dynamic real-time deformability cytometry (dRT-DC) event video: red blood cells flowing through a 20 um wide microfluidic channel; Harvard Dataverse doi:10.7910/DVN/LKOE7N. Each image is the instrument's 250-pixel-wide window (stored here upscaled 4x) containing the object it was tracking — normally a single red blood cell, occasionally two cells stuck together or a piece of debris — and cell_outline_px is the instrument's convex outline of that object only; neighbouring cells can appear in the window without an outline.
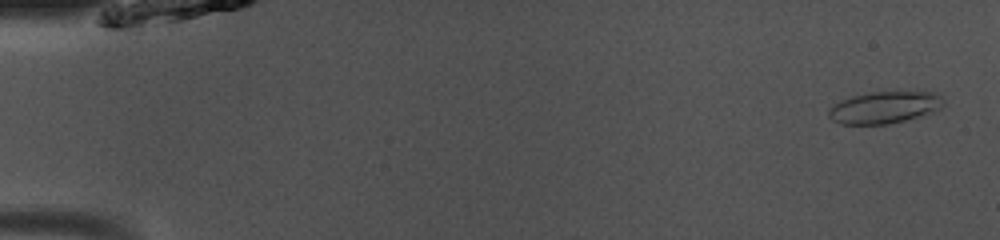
{"species": "common noctule bat (a hibernating species)", "species_latin": "Nyctalus noctula", "temperature_condition": "room temperature", "stored_images_in_passage": 49, "camera_frame_rate_fps": 3000, "um_per_image_px": 0.085, "animal": {"sex": "male", "body_mass_g": 13.0, "forearm_length_mm": 53.1}, "frame": {"image": 1, "passage_image": 2, "time_ms": 0.333, "image_size_px": [1000, 240], "cell_outline_px": [[944, 104], [940, 108], [932, 112], [920, 116], [888, 124], [840, 124], [832, 120], [828, 116], [828, 108], [840, 100], [852, 96], [872, 92], [936, 92], [944, 100]], "centroid_in_image_um": [75.15, 9.13], "position_along_channel_um": 9.8, "area_um2": 21.33}}
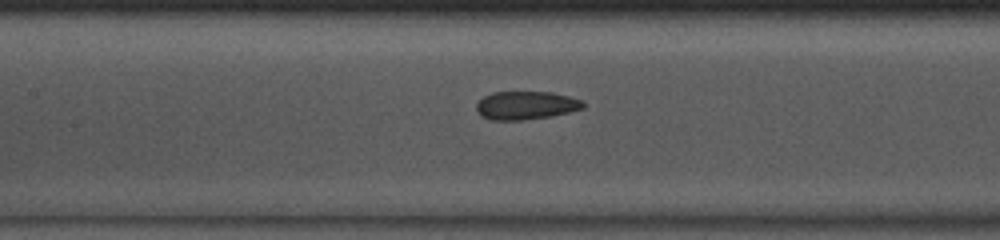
{"frame": {"image": 2, "passage_image": 23, "time_ms": 7.333, "image_size_px": [1000, 240], "cell_outline_px": [[584, 108], [552, 116], [524, 120], [492, 120], [480, 116], [476, 112], [476, 104], [484, 96], [492, 92], [552, 92], [584, 100]], "centroid_in_image_um": [44.69, 8.96], "position_along_channel_um": 162.7, "area_um2": 17.74}}
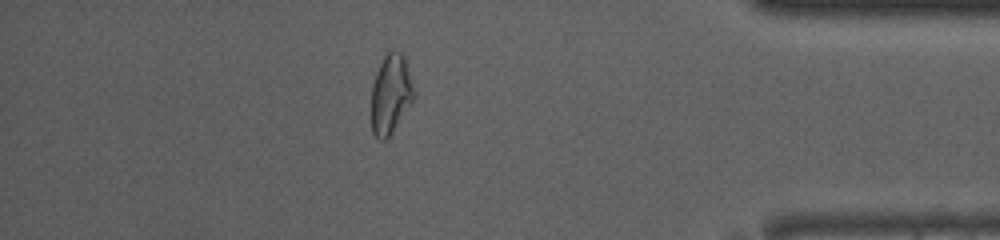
{"frame": {"image": 3, "passage_image": 43, "time_ms": 14.0, "image_size_px": [1000, 240], "cell_outline_px": [[416, 96], [388, 140], [380, 140], [372, 132], [372, 84], [376, 72], [384, 56], [392, 48], [400, 52], [404, 56]], "centroid_in_image_um": [33.22, 8.02], "position_along_channel_um": 402.0, "area_um2": 19.83}, "authors_computed_cell_mechanics": {"area_um2": 19.1318, "velocity_mm_per_s": 4.062, "shape_relaxation_time_tau1_ms": null, "shape_relaxation_time_tau2_ms": 1.1923, "deformation_change_tau1": null, "deformation_change_tau2": 0.0725}}